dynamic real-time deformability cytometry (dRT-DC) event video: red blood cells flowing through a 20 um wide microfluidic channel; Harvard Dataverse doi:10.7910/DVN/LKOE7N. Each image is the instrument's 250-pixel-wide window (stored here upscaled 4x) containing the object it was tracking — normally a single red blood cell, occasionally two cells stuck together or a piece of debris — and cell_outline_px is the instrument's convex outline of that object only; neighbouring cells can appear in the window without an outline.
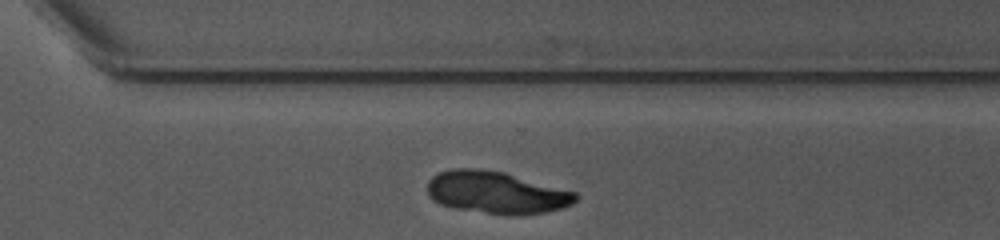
{"species": "common noctule bat (a hibernating species)", "species_latin": "Nyctalus noctula", "temperature_condition": "warm", "stored_images_in_passage": 24, "camera_frame_rate_fps": 3000, "um_per_image_px": 0.085, "animal": {"sex": "female", "body_mass_g": 10.0, "forearm_length_mm": 53.1}, "frame": {"image": 1, "passage_image": 21, "time_ms": 6.667, "image_size_px": [1000, 240], "cell_outline_px": [[576, 200], [572, 204], [560, 208], [544, 212], [488, 212], [456, 208], [440, 204], [432, 200], [428, 196], [428, 180], [432, 176], [440, 172], [452, 168], [472, 168], [504, 172], [576, 192]], "centroid_in_image_um": [42.13, 16.31], "position_along_channel_um": 328.5, "area_um2": 35.32}}